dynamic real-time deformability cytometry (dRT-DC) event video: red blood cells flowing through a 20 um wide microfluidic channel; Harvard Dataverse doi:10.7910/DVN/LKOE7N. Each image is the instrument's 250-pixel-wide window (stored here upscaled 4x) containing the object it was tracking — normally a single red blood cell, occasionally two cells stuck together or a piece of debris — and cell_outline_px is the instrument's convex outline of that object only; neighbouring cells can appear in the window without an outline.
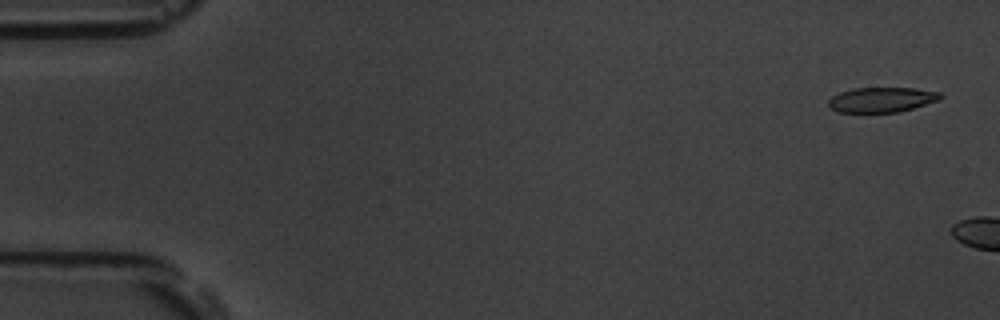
{"species": "common noctule bat (a hibernating species)", "species_latin": "Nyctalus noctula", "temperature_condition": "room temperature", "stored_images_in_passage": 6, "camera_frame_rate_fps": 3000, "um_per_image_px": 0.085, "animal": {"sex": "male", "body_mass_g": 19.5, "forearm_length_mm": 54.6}, "frame": {"image": 1, "passage_image": 2, "time_ms": 0.333, "image_size_px": [1000, 320], "cell_outline_px": [[944, 96], [940, 100], [900, 112], [840, 112], [828, 108], [828, 100], [832, 96], [840, 92], [852, 88], [912, 88], [940, 92]], "centroid_in_image_um": [74.94, 8.47], "position_along_channel_um": 10.1, "area_um2": 16.42}}